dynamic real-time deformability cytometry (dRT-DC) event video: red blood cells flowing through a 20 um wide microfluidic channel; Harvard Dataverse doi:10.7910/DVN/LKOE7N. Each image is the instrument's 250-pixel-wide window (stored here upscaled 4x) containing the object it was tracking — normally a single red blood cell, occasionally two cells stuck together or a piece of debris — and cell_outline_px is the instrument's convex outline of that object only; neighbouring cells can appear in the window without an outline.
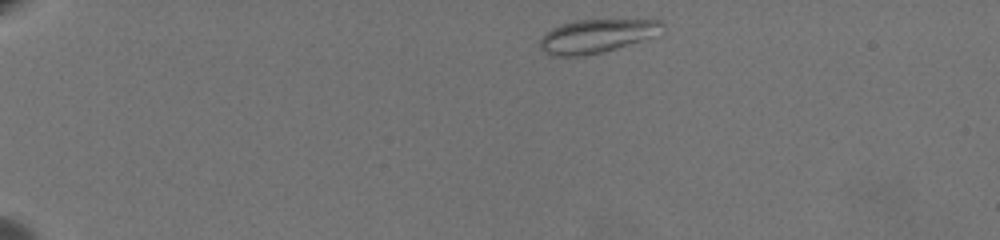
{"species": "common noctule bat (a hibernating species)", "species_latin": "Nyctalus noctula", "temperature_condition": "warm", "stored_images_in_passage": 53, "camera_frame_rate_fps": 3000, "um_per_image_px": 0.085, "animal": {"sex": "female", "body_mass_g": 19.5, "forearm_length_mm": 54.1}, "frame": {"image": 1, "passage_image": 3, "time_ms": 0.667, "image_size_px": [1000, 240], "cell_outline_px": [[664, 32], [640, 40], [600, 52], [580, 56], [548, 56], [540, 48], [540, 40], [552, 28], [560, 24], [576, 20], [660, 20], [664, 24]], "centroid_in_image_um": [50.69, 3.05], "position_along_channel_um": 34.3, "area_um2": 23.52}}
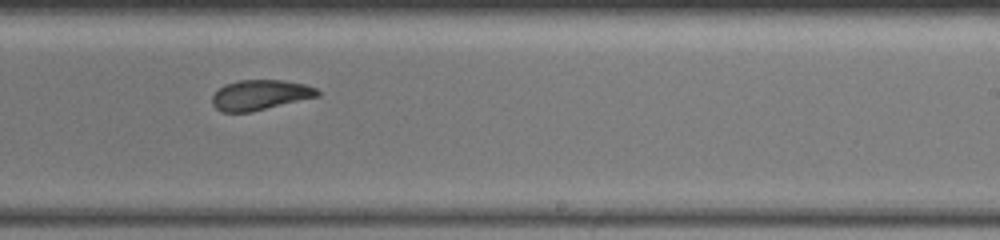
{"frame": {"image": 2, "passage_image": 32, "time_ms": 10.333, "image_size_px": [1000, 240], "cell_outline_px": [[320, 96], [252, 112], [224, 112], [216, 108], [212, 104], [212, 96], [224, 84], [240, 80], [284, 80], [304, 84], [316, 88], [320, 92]], "centroid_in_image_um": [22.13, 8.07], "position_along_channel_um": 266.9, "area_um2": 18.55}}
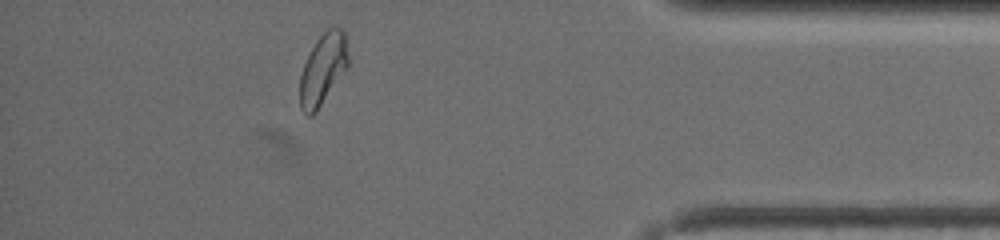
{"frame": {"image": 3, "passage_image": 47, "time_ms": 15.333, "image_size_px": [1000, 240], "cell_outline_px": [[348, 68], [316, 112], [312, 116], [308, 116], [300, 108], [300, 76], [304, 64], [316, 40], [332, 24], [340, 28], [344, 32], [348, 56]], "centroid_in_image_um": [27.46, 5.88], "position_along_channel_um": 407.7, "area_um2": 20.06}, "authors_computed_cell_mechanics": {"area_um2": 19.8832, "velocity_mm_per_s": 3.3951, "shape_relaxation_time_tau1_ms": 7.0843, "shape_relaxation_time_tau2_ms": 1.4167, "deformation_change_tau1": 0.1439, "deformation_change_tau2": 0.0596}}